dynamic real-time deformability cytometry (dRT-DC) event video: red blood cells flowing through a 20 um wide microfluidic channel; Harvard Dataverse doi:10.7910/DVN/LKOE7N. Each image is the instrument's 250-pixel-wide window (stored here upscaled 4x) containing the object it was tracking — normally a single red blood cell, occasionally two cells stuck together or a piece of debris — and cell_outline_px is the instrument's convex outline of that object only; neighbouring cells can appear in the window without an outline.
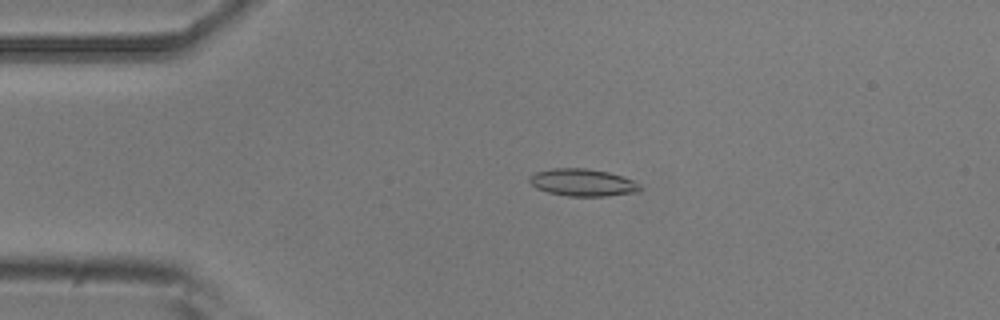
{"species": "common noctule bat (a hibernating species)", "species_latin": "Nyctalus noctula", "temperature_condition": "room temperature", "stored_images_in_passage": 52, "camera_frame_rate_fps": 3000, "um_per_image_px": 0.085, "animal": {"sex": "male", "body_mass_g": 20.5, "forearm_length_mm": 52.5}, "frame": {"image": 1, "passage_image": 11, "time_ms": 3.333, "image_size_px": [1000, 320], "cell_outline_px": [[644, 188], [640, 192], [604, 196], [568, 196], [548, 192], [536, 188], [528, 180], [528, 176], [536, 172], [552, 168], [588, 168], [608, 172], [632, 180], [640, 184]], "centroid_in_image_um": [49.54, 15.51], "position_along_channel_um": 35.5, "area_um2": 17.69}}
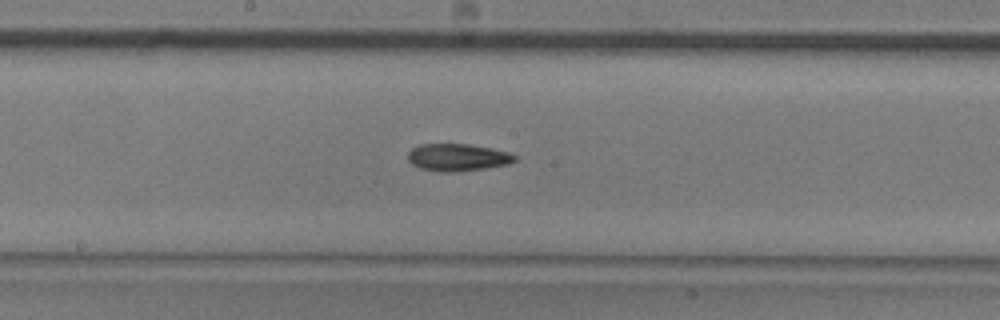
{"frame": {"image": 2, "passage_image": 27, "time_ms": 8.667, "image_size_px": [1000, 320], "cell_outline_px": [[516, 160], [508, 164], [484, 168], [452, 172], [440, 172], [420, 168], [412, 164], [408, 160], [408, 152], [412, 148], [420, 144], [468, 144], [492, 148], [508, 152], [516, 156]], "centroid_in_image_um": [38.87, 13.37], "position_along_channel_um": 209.3, "area_um2": 16.94}}
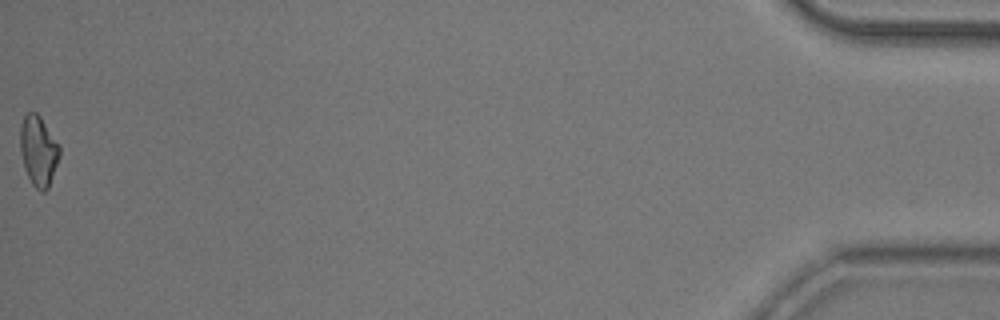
{"frame": {"image": 3, "passage_image": 52, "time_ms": 17.0, "image_size_px": [1000, 320], "cell_outline_px": [[60, 156], [48, 188], [44, 192], [40, 192], [32, 184], [24, 168], [20, 152], [20, 124], [24, 116], [28, 112], [36, 112], [40, 116], [60, 144]], "centroid_in_image_um": [3.27, 12.81], "position_along_channel_um": 431.9, "area_um2": 16.3}, "authors_computed_cell_mechanics": {"area_um2": 16.473, "velocity_mm_per_s": 3.8892, "shape_relaxation_time_tau1_ms": 2.2276, "shape_relaxation_time_tau2_ms": 5.3091, "deformation_change_tau1": 0.0745, "deformation_change_tau2": 0.1218}}